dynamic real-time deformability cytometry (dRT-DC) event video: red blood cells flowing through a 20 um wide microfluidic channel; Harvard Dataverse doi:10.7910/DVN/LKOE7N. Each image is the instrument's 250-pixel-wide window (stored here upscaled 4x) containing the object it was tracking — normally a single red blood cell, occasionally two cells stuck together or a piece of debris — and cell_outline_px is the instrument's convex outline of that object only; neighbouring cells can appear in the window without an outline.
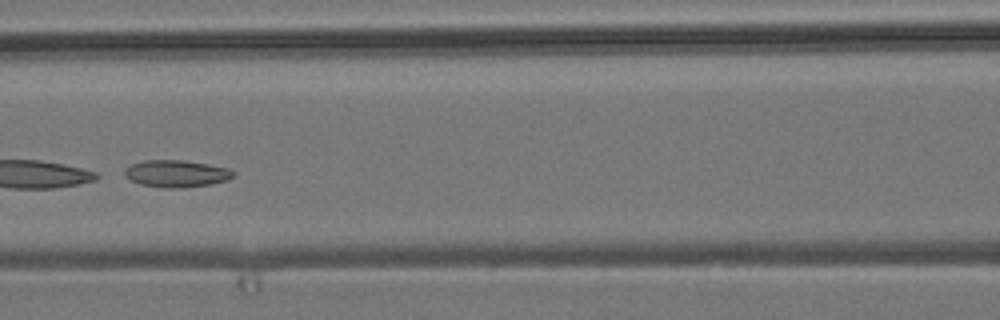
{"species": "common noctule bat (a hibernating species)", "species_latin": "Nyctalus noctula", "temperature_condition": "room temperature", "stored_images_in_passage": 52, "camera_frame_rate_fps": 3000, "um_per_image_px": 0.085, "animal": {"sex": "male", "body_mass_g": 19.2, "forearm_length_mm": 51.8}, "frame": {"image": 1, "passage_image": 23, "time_ms": 7.333, "image_size_px": [1000, 320], "cell_outline_px": [[236, 176], [228, 180], [212, 184], [180, 188], [164, 188], [140, 184], [124, 176], [124, 168], [132, 164], [144, 160], [180, 160], [208, 164], [228, 168], [236, 172]], "centroid_in_image_um": [15.02, 14.76], "position_along_channel_um": 151.6, "area_um2": 17.28}}